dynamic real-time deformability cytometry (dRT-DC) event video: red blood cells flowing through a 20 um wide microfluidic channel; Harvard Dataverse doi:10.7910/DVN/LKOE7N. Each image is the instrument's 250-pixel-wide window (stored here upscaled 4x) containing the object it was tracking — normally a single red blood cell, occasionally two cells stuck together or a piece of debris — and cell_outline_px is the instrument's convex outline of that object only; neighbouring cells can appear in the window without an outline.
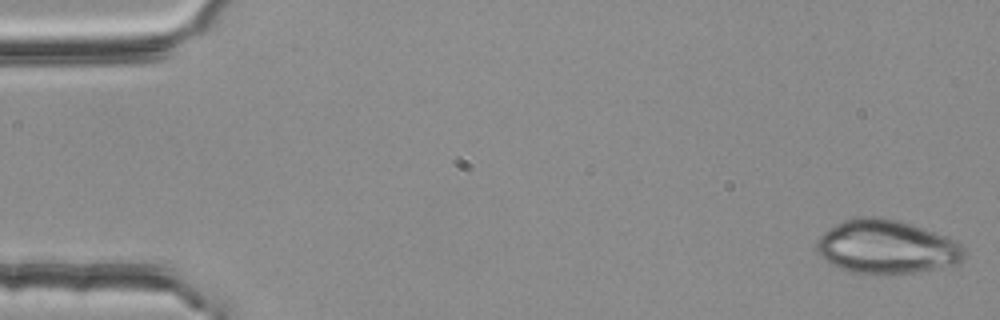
{"species": "common noctule bat (a hibernating species)", "species_latin": "Nyctalus noctula", "temperature_condition": "room temperature", "stored_images_in_passage": 52, "camera_frame_rate_fps": 3000, "um_per_image_px": 0.085, "animal": {"sex": "female", "body_mass_g": 25.1}, "frame": {"image": 1, "passage_image": 1, "time_ms": 0.0, "image_size_px": [1000, 320], "cell_outline_px": [[964, 260], [960, 264], [888, 276], [872, 276], [852, 272], [840, 268], [832, 264], [820, 256], [816, 252], [816, 240], [828, 228], [844, 220], [856, 216], [876, 216], [896, 220], [912, 224], [944, 236], [960, 244], [964, 248]], "centroid_in_image_um": [75.31, 21.01], "position_along_channel_um": 9.7, "area_um2": 46.7}}
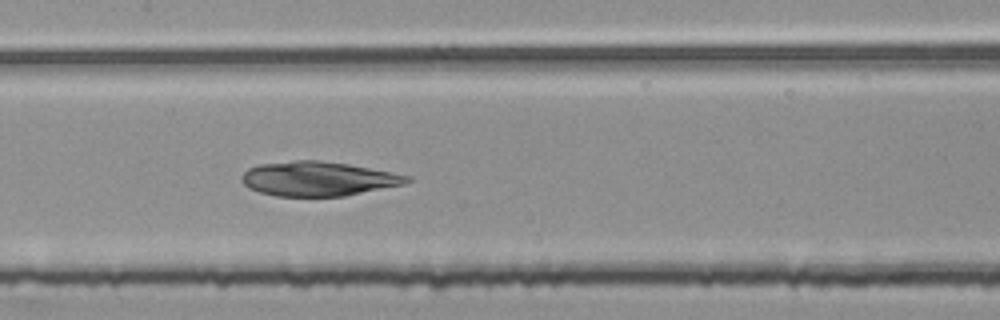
{"frame": {"image": 2, "passage_image": 26, "time_ms": 8.333, "image_size_px": [1000, 320], "cell_outline_px": [[412, 180], [404, 184], [344, 196], [276, 196], [260, 192], [248, 188], [240, 180], [240, 176], [248, 168], [260, 164], [296, 160], [320, 160], [348, 164], [412, 176]], "centroid_in_image_um": [27.02, 15.19], "position_along_channel_um": 180.4, "area_um2": 33.12}}
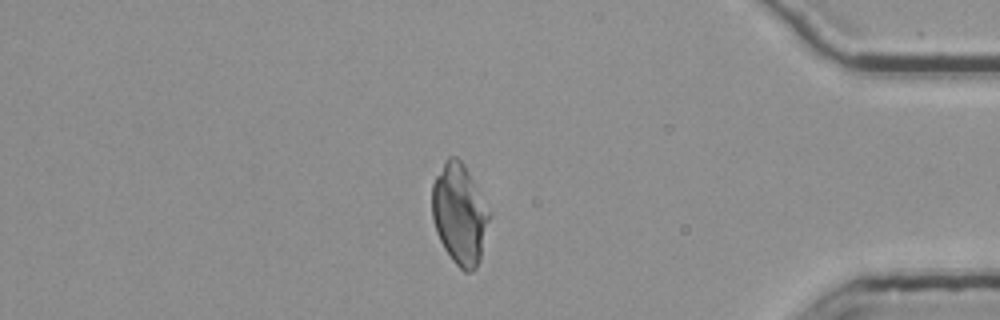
{"frame": {"image": 3, "passage_image": 46, "time_ms": 15.0, "image_size_px": [1000, 320], "cell_outline_px": [[492, 216], [480, 260], [476, 268], [472, 272], [464, 272], [452, 260], [444, 248], [436, 232], [432, 220], [432, 184], [444, 160], [448, 156], [456, 156], [464, 164], [492, 212]], "centroid_in_image_um": [39.09, 18.2], "position_along_channel_um": 396.1, "area_um2": 34.16}}